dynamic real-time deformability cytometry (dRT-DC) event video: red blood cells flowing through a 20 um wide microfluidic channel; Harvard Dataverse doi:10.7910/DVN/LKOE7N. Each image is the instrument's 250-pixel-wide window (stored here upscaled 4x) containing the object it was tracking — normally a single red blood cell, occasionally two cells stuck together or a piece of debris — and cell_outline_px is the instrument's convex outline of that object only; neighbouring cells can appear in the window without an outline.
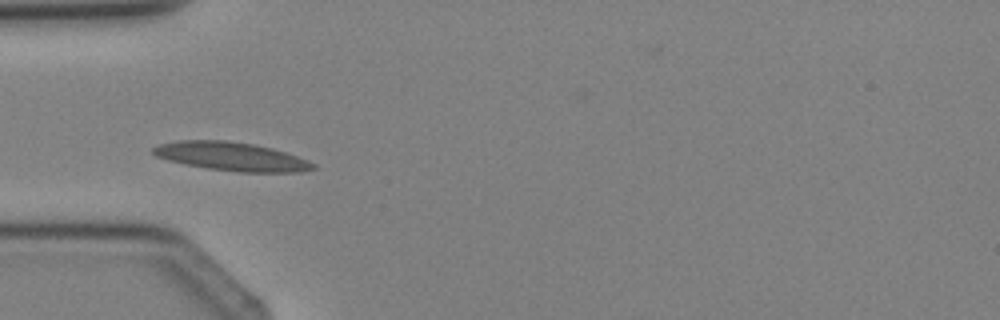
{"species": "Egyptian fruit bat (a non-hibernating species)", "species_latin": "Rousettus aegyptiacus", "temperature_condition": "cold", "stored_images_in_passage": 3, "camera_frame_rate_fps": 3000, "um_per_image_px": 0.085, "animal": {"sex": "female"}, "frame": {"image": 1, "passage_image": 3, "time_ms": 2.333, "image_size_px": [1000, 320], "cell_outline_px": [[316, 168], [300, 172], [240, 172], [208, 168], [184, 164], [168, 160], [156, 156], [152, 152], [152, 148], [160, 144], [180, 140], [224, 140], [252, 144], [272, 148], [308, 160], [316, 164]], "centroid_in_image_um": [19.67, 13.3], "position_along_channel_um": 65.3, "area_um2": 26.47}}